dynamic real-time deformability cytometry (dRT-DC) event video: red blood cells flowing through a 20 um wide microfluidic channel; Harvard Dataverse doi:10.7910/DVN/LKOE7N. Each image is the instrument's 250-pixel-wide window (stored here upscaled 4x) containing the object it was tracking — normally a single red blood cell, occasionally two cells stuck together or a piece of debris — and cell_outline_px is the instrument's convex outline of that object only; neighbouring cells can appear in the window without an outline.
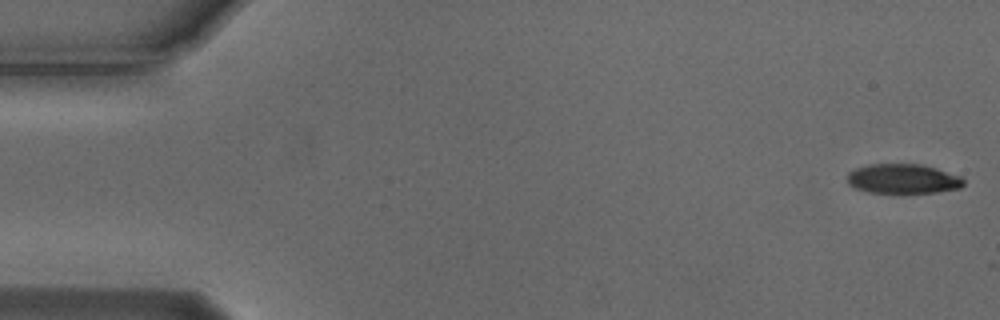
{"species": "Egyptian fruit bat (a non-hibernating species)", "species_latin": "Rousettus aegyptiacus", "temperature_condition": "cold", "stored_images_in_passage": 47, "camera_frame_rate_fps": 3000, "um_per_image_px": 0.085, "animal": {"sex": "male"}, "frame": {"image": 1, "passage_image": 1, "time_ms": 0.0, "image_size_px": [1000, 320], "cell_outline_px": [[964, 184], [960, 188], [936, 192], [904, 196], [868, 192], [856, 188], [848, 184], [848, 172], [856, 168], [868, 164], [920, 164], [936, 168], [960, 176], [964, 180]], "centroid_in_image_um": [76.75, 15.24], "position_along_channel_um": 8.3, "area_um2": 20.87}}
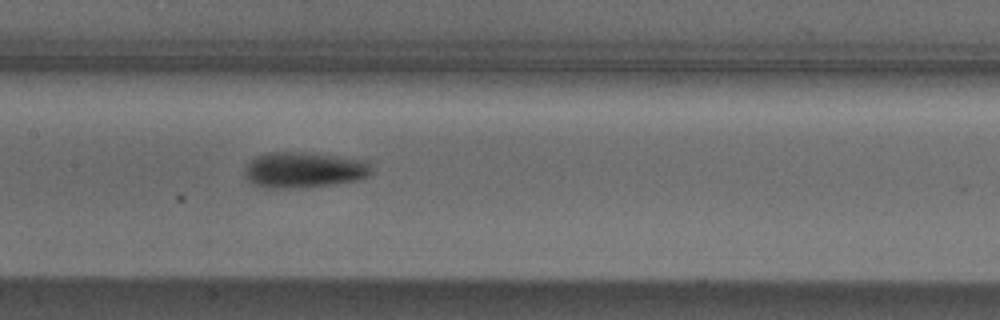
{"frame": {"image": 2, "passage_image": 26, "time_ms": 8.333, "image_size_px": [1000, 320], "cell_outline_px": [[372, 172], [368, 176], [356, 180], [332, 184], [304, 188], [264, 188], [252, 184], [244, 176], [244, 168], [256, 156], [268, 152], [304, 152], [368, 160]], "centroid_in_image_um": [25.81, 14.45], "position_along_channel_um": 181.6, "area_um2": 26.65}}
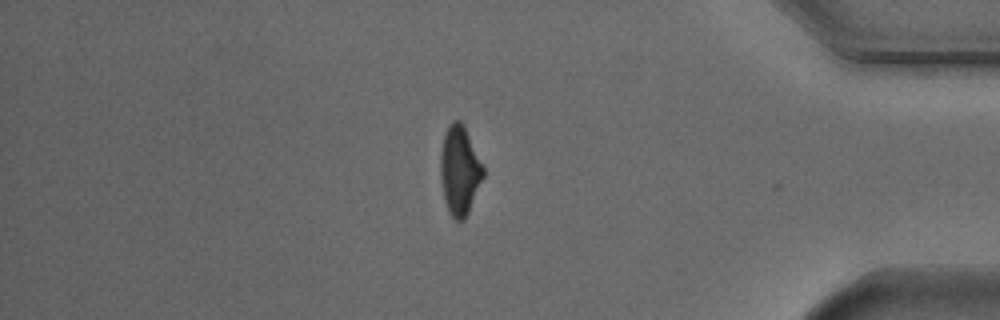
{"frame": {"image": 3, "passage_image": 46, "time_ms": 15.0, "image_size_px": [1000, 320], "cell_outline_px": [[484, 176], [468, 212], [464, 220], [456, 220], [448, 212], [444, 200], [440, 176], [440, 152], [444, 136], [452, 120], [460, 120], [464, 124], [484, 168]], "centroid_in_image_um": [39.06, 14.48], "position_along_channel_um": 396.1, "area_um2": 22.14}, "authors_computed_cell_mechanics": {"area_um2": 23.0622, "velocity_mm_per_s": 3.7314, "shape_relaxation_time_tau1_ms": 2.6966, "shape_relaxation_time_tau2_ms": 8.4308, "deformation_change_tau1": 0.1297, "deformation_change_tau2": 0.1731}}